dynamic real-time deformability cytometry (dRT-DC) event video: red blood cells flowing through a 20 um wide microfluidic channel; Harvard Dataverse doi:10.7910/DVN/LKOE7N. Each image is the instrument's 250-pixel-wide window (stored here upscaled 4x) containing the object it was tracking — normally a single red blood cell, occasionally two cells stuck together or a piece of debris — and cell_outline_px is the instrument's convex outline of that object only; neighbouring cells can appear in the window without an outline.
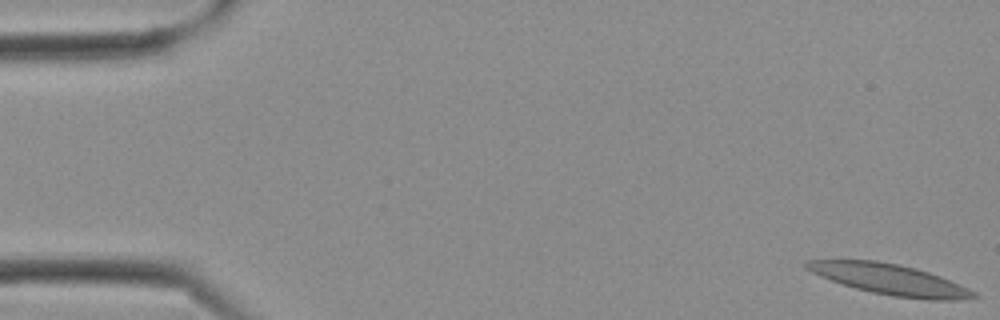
{"species": "Egyptian fruit bat (a non-hibernating species)", "species_latin": "Rousettus aegyptiacus", "temperature_condition": "cold", "stored_images_in_passage": 16, "camera_frame_rate_fps": 3000, "um_per_image_px": 0.085, "frame": {"image": 1, "passage_image": 1, "time_ms": 0.0, "image_size_px": [1000, 320], "cell_outline_px": [[976, 296], [956, 300], [928, 300], [892, 296], [872, 292], [856, 288], [820, 276], [804, 268], [804, 260], [876, 260], [916, 268], [940, 276], [960, 284], [976, 292]], "centroid_in_image_um": [75.62, 23.74], "position_along_channel_um": 9.4, "area_um2": 29.59}}
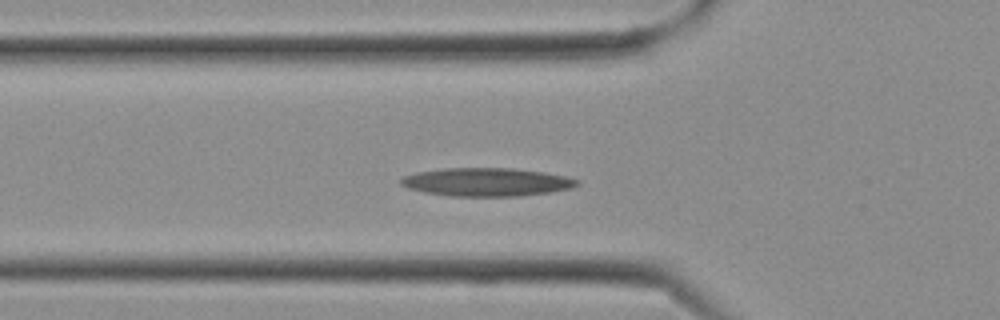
{"frame": {"image": 2, "passage_image": 10, "time_ms": 3.0, "image_size_px": [1000, 320], "cell_outline_px": [[580, 184], [572, 188], [548, 192], [516, 196], [452, 196], [424, 192], [408, 188], [400, 184], [400, 180], [404, 176], [416, 172], [444, 168], [512, 168], [544, 172], [564, 176], [580, 180]], "centroid_in_image_um": [41.36, 15.47], "position_along_channel_um": 84.4, "area_um2": 28.96}}
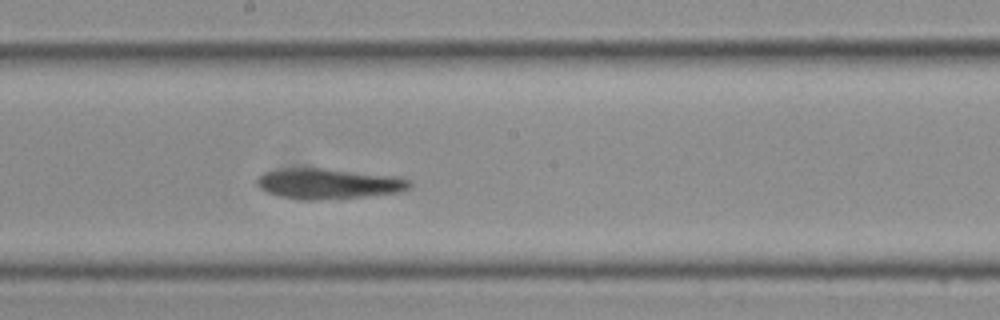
{"frame": {"image": 3, "passage_image": 16, "time_ms": 5.0, "image_size_px": [1000, 320], "cell_outline_px": [[412, 188], [400, 192], [364, 196], [320, 200], [308, 200], [284, 196], [268, 192], [260, 188], [256, 184], [256, 176], [264, 172], [288, 168], [324, 168], [396, 176], [412, 180]], "centroid_in_image_um": [27.96, 15.6], "position_along_channel_um": 220.2, "area_um2": 27.05}}